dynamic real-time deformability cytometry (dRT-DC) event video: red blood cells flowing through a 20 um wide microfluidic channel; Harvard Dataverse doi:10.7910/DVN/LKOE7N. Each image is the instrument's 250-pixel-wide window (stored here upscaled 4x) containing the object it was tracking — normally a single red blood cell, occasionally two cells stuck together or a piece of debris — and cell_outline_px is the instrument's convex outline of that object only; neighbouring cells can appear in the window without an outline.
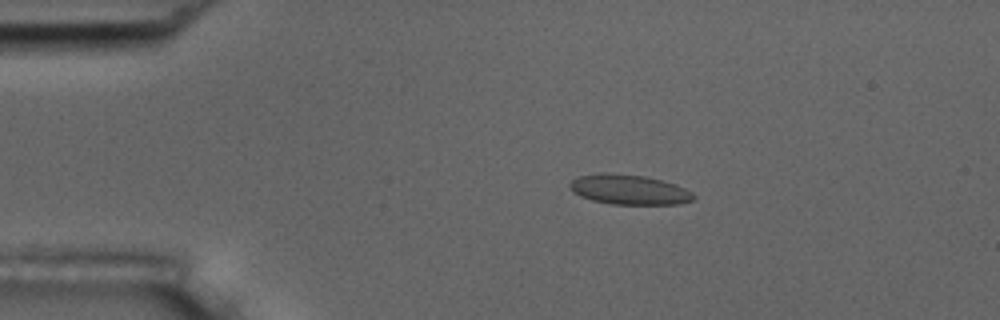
{"species": "common noctule bat (a hibernating species)", "species_latin": "Nyctalus noctula", "temperature_condition": "room temperature", "stored_images_in_passage": 4, "camera_frame_rate_fps": 3000, "um_per_image_px": 0.085, "animal": {"sex": "male", "body_mass_g": 17.5, "forearm_length_mm": 52.3}, "frame": {"image": 1, "passage_image": 3, "time_ms": 3.0, "image_size_px": [1000, 320], "cell_outline_px": [[696, 196], [692, 200], [680, 204], [612, 204], [592, 200], [580, 196], [572, 192], [568, 184], [576, 176], [600, 172], [608, 172], [644, 176], [676, 184], [692, 192]], "centroid_in_image_um": [53.43, 16.1], "position_along_channel_um": 31.6, "area_um2": 21.73}}